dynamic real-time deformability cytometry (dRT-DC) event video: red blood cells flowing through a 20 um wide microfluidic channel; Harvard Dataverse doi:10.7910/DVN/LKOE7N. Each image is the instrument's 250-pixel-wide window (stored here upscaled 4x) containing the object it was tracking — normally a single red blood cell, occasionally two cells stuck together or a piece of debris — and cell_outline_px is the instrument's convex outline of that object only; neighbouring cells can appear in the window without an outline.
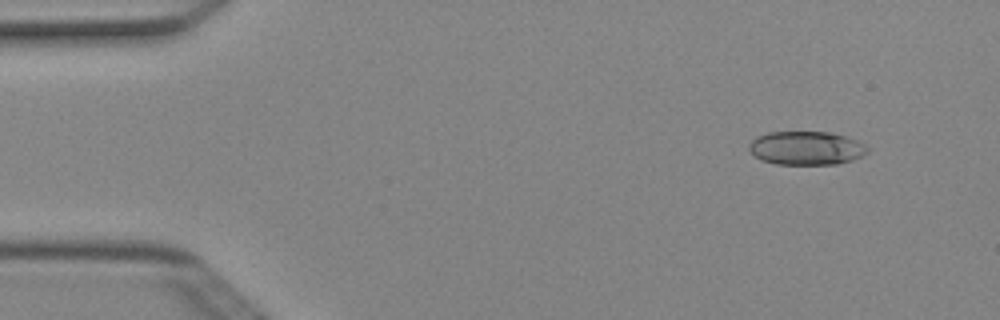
{"species": "Egyptian fruit bat (a non-hibernating species)", "species_latin": "Rousettus aegyptiacus", "temperature_condition": "cold", "stored_images_in_passage": 6, "camera_frame_rate_fps": 3000, "um_per_image_px": 0.085, "animal": {"sex": "female"}, "frame": {"image": 1, "passage_image": 2, "time_ms": 0.333, "image_size_px": [1000, 320], "cell_outline_px": [[868, 152], [852, 160], [836, 164], [776, 164], [760, 160], [748, 148], [748, 144], [756, 136], [768, 132], [828, 132], [844, 136], [856, 140], [864, 144], [868, 148]], "centroid_in_image_um": [68.5, 12.59], "position_along_channel_um": 16.5, "area_um2": 23.12}}
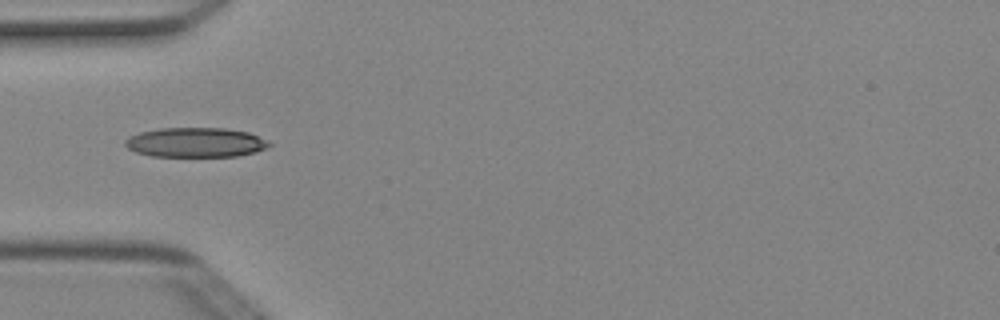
{"frame": {"image": 2, "passage_image": 5, "time_ms": 1.333, "image_size_px": [1000, 320], "cell_outline_px": [[272, 144], [256, 152], [236, 156], [152, 156], [136, 152], [128, 148], [124, 144], [124, 140], [140, 132], [160, 128], [224, 128], [248, 132], [268, 140]], "centroid_in_image_um": [16.63, 12.1], "position_along_channel_um": 68.4, "area_um2": 24.74}}
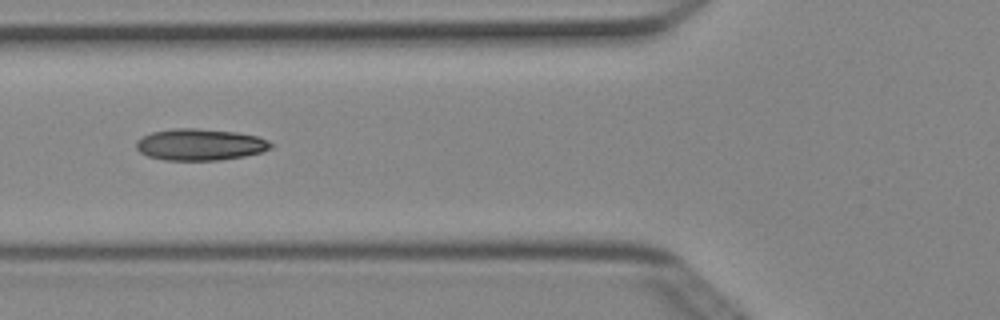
{"frame": {"image": 3, "passage_image": 6, "time_ms": 1.667, "image_size_px": [1000, 320], "cell_outline_px": [[276, 144], [272, 148], [260, 152], [244, 156], [220, 160], [164, 160], [148, 156], [140, 152], [136, 148], [136, 140], [152, 132], [172, 128], [196, 128], [236, 132], [256, 136], [268, 140]], "centroid_in_image_um": [17.01, 12.29], "position_along_channel_um": 108.8, "area_um2": 24.85}}